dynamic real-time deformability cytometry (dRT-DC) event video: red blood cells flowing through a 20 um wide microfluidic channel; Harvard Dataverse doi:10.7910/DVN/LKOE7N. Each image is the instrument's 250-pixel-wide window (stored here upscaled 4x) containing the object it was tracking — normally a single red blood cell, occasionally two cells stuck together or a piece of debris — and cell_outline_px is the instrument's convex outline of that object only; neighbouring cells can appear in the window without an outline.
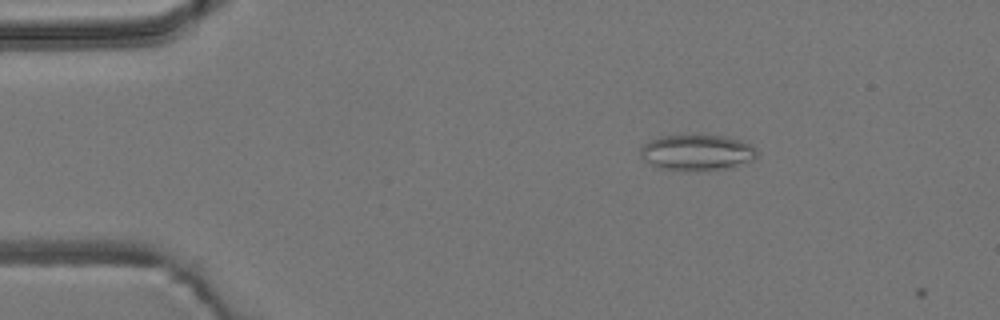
{"species": "common noctule bat (a hibernating species)", "species_latin": "Nyctalus noctula", "temperature_condition": "room temperature", "stored_images_in_passage": 3, "camera_frame_rate_fps": 3000, "um_per_image_px": 0.085, "animal": {"sex": "male", "body_mass_g": 19.2, "forearm_length_mm": 51.8}, "frame": {"image": 1, "passage_image": 1, "time_ms": 0.0, "image_size_px": [1000, 320], "cell_outline_px": [[756, 156], [752, 160], [724, 168], [660, 168], [644, 160], [640, 156], [640, 148], [644, 144], [660, 136], [696, 132], [724, 136], [740, 140], [756, 148]], "centroid_in_image_um": [59.21, 12.86], "position_along_channel_um": 25.8, "area_um2": 23.99}}